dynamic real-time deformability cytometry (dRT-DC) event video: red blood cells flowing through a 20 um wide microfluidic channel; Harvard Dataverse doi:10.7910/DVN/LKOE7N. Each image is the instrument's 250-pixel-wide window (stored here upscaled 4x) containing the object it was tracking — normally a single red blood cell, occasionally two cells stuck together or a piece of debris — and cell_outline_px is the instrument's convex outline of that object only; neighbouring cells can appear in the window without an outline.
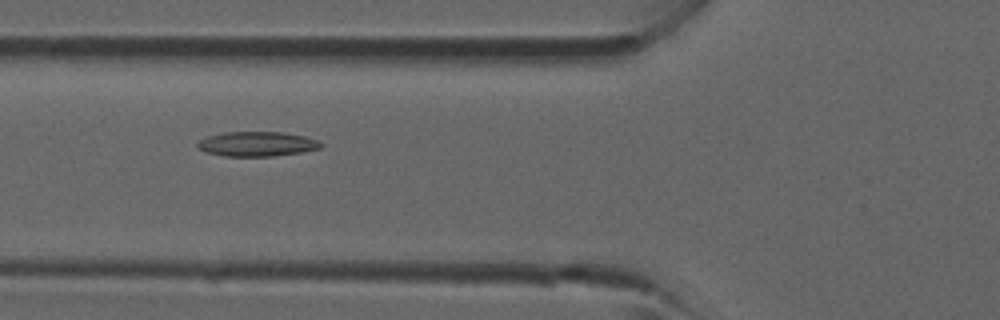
{"species": "common noctule bat (a hibernating species)", "species_latin": "Nyctalus noctula", "temperature_condition": "room temperature", "stored_images_in_passage": 6, "camera_frame_rate_fps": 3000, "um_per_image_px": 0.085, "animal": {"sex": "male", "forearm_length_mm": 52.5}, "frame": {"image": 1, "passage_image": 6, "time_ms": 6.0, "image_size_px": [1000, 320], "cell_outline_px": [[324, 144], [320, 148], [300, 152], [272, 156], [224, 156], [208, 152], [200, 148], [196, 144], [200, 140], [208, 136], [224, 132], [284, 132], [304, 136], [316, 140]], "centroid_in_image_um": [21.86, 12.23], "position_along_channel_um": 103.9, "area_um2": 17.51}}